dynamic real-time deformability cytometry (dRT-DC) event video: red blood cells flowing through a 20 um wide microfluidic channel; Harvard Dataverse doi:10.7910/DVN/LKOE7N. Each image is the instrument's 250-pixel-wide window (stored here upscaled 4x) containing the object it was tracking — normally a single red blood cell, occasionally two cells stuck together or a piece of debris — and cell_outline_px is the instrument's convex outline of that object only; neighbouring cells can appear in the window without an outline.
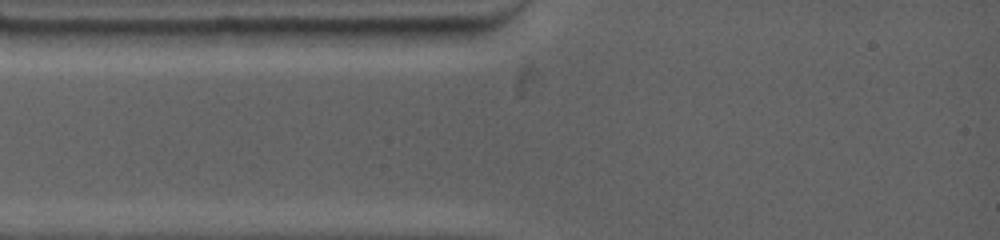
{"species": "common noctule bat (a hibernating species)", "species_latin": "Nyctalus noctula", "temperature_condition": "warm", "stored_images_in_passage": 2, "camera_frame_rate_fps": 4500, "um_per_image_px": 0.085, "animal": {"sex": "female", "body_mass_g": 19.0, "forearm_length_mm": 53.3}, "frame": {"image": 1, "passage_image": 1, "time_ms": 0.0, "image_size_px": [1000, 240], "cell_outline_px": [[472, 36], [464, 44], [412, 48], [332, 44], [316, 28], [472, 28]], "centroid_in_image_um": [33.79, 3.12], "position_along_channel_um": 51.2, "area_um2": 18.79}}